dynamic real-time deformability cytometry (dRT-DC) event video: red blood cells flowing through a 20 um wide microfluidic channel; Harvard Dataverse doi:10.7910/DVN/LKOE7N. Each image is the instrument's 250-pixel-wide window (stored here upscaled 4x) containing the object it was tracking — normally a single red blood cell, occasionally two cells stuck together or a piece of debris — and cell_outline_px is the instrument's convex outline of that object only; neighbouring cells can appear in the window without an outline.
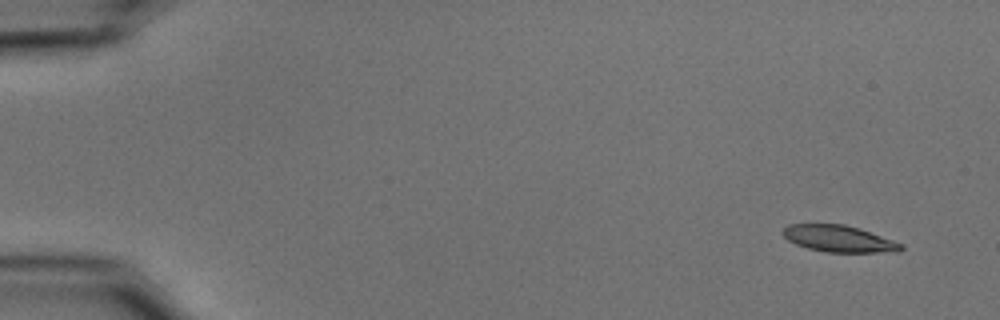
{"species": "common noctule bat (a hibernating species)", "species_latin": "Nyctalus noctula", "temperature_condition": "cold", "stored_images_in_passage": 52, "camera_frame_rate_fps": 3000, "um_per_image_px": 0.085, "animal": {"sex": "male", "body_mass_g": 15.6}, "frame": {"image": 1, "passage_image": 1, "time_ms": 0.0, "image_size_px": [1000, 320], "cell_outline_px": [[904, 248], [900, 252], [828, 252], [808, 248], [796, 244], [788, 240], [780, 232], [788, 224], [844, 224], [860, 228], [904, 244]], "centroid_in_image_um": [71.33, 20.29], "position_along_channel_um": 13.7, "area_um2": 18.44}}
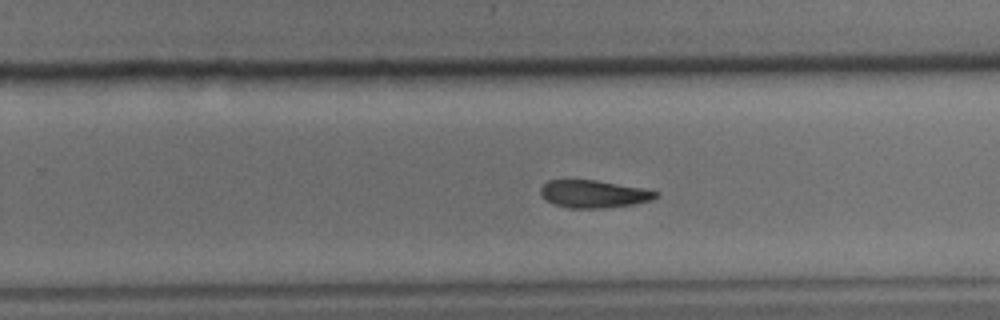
{"frame": {"image": 2, "passage_image": 33, "time_ms": 10.667, "image_size_px": [1000, 320], "cell_outline_px": [[660, 196], [652, 200], [632, 204], [604, 208], [568, 208], [552, 204], [540, 192], [540, 188], [548, 180], [596, 180], [652, 188], [660, 192]], "centroid_in_image_um": [50.57, 16.47], "position_along_channel_um": 279.2, "area_um2": 18.9}}
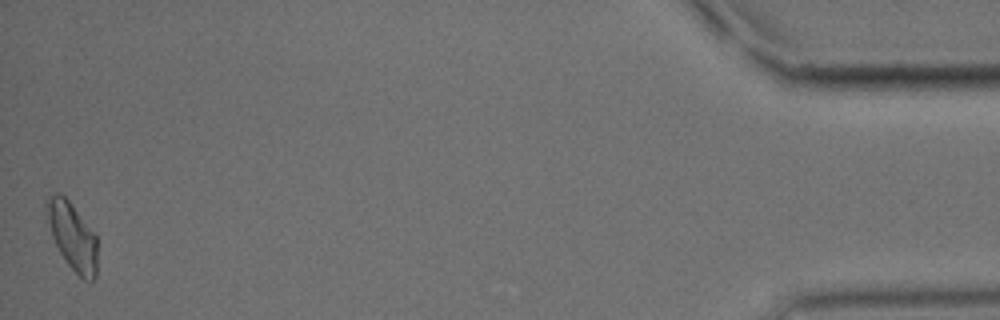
{"frame": {"image": 3, "passage_image": 52, "time_ms": 17.0, "image_size_px": [1000, 320], "cell_outline_px": [[96, 276], [92, 280], [84, 280], [68, 264], [60, 252], [52, 236], [44, 204], [48, 192], [60, 192], [72, 204], [96, 236]], "centroid_in_image_um": [6.11, 20.0], "position_along_channel_um": 429.1, "area_um2": 19.71}, "authors_computed_cell_mechanics": {"area_um2": 19.7098, "velocity_mm_per_s": 3.6893, "shape_relaxation_time_tau1_ms": 7.7794, "shape_relaxation_time_tau2_ms": null, "deformation_change_tau1": 0.1707, "deformation_change_tau2": null}}